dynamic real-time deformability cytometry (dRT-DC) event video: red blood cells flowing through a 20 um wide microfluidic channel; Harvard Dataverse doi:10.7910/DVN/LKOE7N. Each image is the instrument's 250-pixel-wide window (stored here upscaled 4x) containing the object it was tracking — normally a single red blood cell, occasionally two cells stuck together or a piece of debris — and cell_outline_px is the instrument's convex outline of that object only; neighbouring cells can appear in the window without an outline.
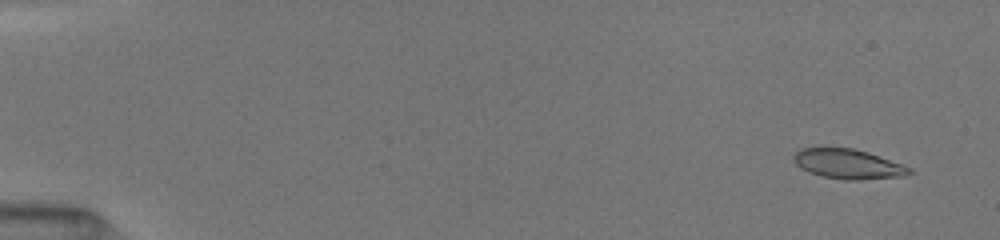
{"species": "common noctule bat (a hibernating species)", "species_latin": "Nyctalus noctula", "temperature_condition": "room temperature", "stored_images_in_passage": 40, "camera_frame_rate_fps": 3000, "um_per_image_px": 0.085, "animal": {"sex": "female", "body_mass_g": 19.5, "forearm_length_mm": 54.1}, "frame": {"image": 1, "passage_image": 4, "time_ms": 0.667, "image_size_px": [1000, 240], "cell_outline_px": [[912, 172], [904, 176], [860, 180], [844, 180], [820, 176], [808, 172], [800, 168], [792, 160], [792, 156], [800, 148], [852, 148], [868, 152], [912, 168]], "centroid_in_image_um": [72.05, 13.95], "position_along_channel_um": 13.0, "area_um2": 20.11}}
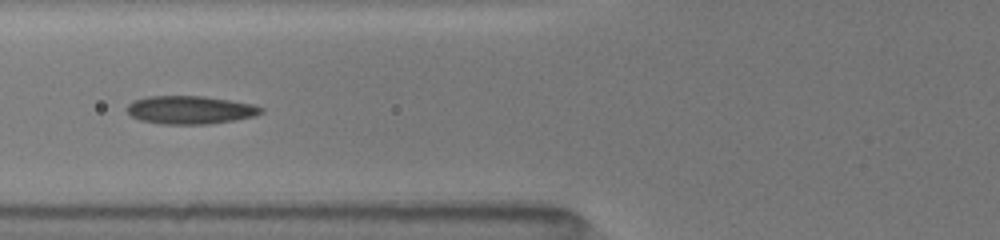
{"frame": {"image": 2, "passage_image": 31, "time_ms": 6.667, "image_size_px": [1000, 240], "cell_outline_px": [[264, 112], [252, 116], [232, 120], [208, 124], [160, 124], [140, 120], [132, 116], [124, 108], [132, 100], [148, 96], [204, 96], [252, 104], [264, 108]], "centroid_in_image_um": [16.11, 9.34], "position_along_channel_um": 109.7, "area_um2": 21.96}}
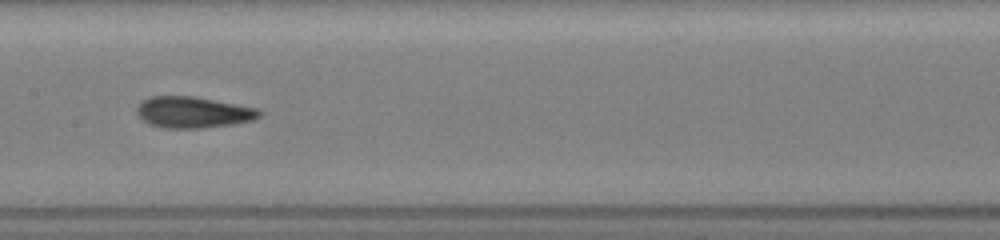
{"frame": {"image": 3, "passage_image": 39, "time_ms": 8.667, "image_size_px": [1000, 240], "cell_outline_px": [[264, 112], [260, 116], [252, 120], [232, 124], [204, 128], [164, 128], [148, 124], [136, 112], [136, 108], [140, 100], [152, 96], [196, 96], [256, 108]], "centroid_in_image_um": [16.39, 9.54], "position_along_channel_um": 191.0, "area_um2": 22.43}}